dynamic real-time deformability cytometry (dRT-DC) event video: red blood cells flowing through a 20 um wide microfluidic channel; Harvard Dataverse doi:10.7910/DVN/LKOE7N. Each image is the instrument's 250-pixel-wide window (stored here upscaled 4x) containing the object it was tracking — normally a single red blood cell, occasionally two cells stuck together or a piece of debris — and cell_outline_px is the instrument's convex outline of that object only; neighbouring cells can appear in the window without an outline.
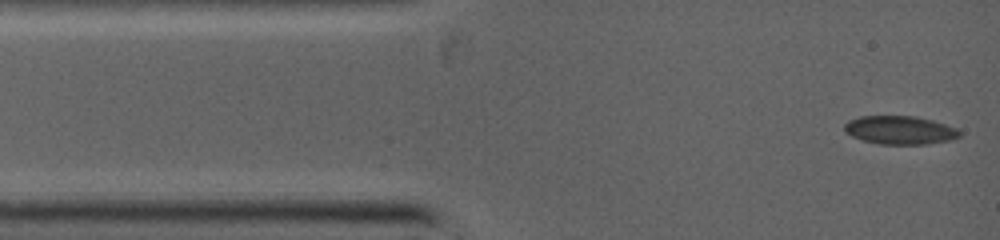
{"species": "common noctule bat (a hibernating species)", "species_latin": "Nyctalus noctula", "temperature_condition": "warm", "stored_images_in_passage": 34, "camera_frame_rate_fps": 5000, "um_per_image_px": 0.085, "animal": {"sex": "female", "body_mass_g": 19.0, "forearm_length_mm": 53.3}, "frame": {"image": 1, "passage_image": 1, "time_ms": 0.0, "image_size_px": [1000, 240], "cell_outline_px": [[960, 136], [952, 140], [924, 144], [880, 144], [864, 140], [852, 136], [844, 132], [844, 124], [848, 120], [860, 116], [916, 116], [932, 120], [956, 128], [960, 132]], "centroid_in_image_um": [76.47, 11.05], "position_along_channel_um": 8.5, "area_um2": 19.02}}
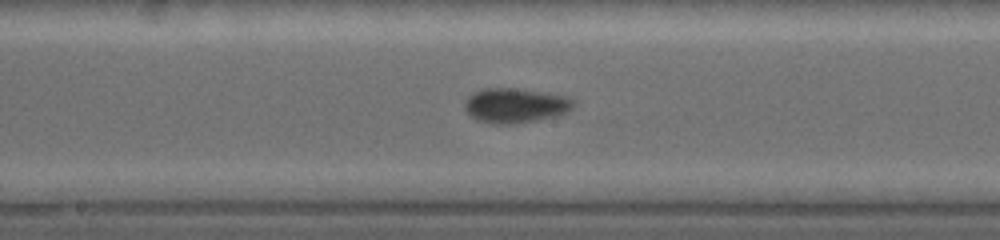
{"frame": {"image": 2, "passage_image": 15, "time_ms": 5.4, "image_size_px": [1000, 240], "cell_outline_px": [[576, 104], [568, 112], [556, 116], [512, 124], [504, 124], [484, 120], [472, 116], [468, 112], [464, 104], [468, 96], [472, 92], [480, 88], [516, 88], [568, 96]], "centroid_in_image_um": [43.84, 8.93], "position_along_channel_um": 204.4, "area_um2": 21.68}}
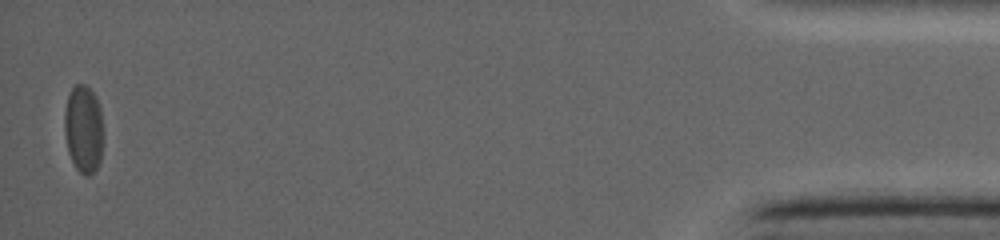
{"frame": {"image": 3, "passage_image": 33, "time_ms": 12.8, "image_size_px": [1000, 240], "cell_outline_px": [[104, 132], [100, 160], [96, 168], [88, 176], [84, 176], [76, 168], [68, 152], [64, 132], [64, 112], [68, 96], [72, 88], [76, 84], [84, 84], [96, 96], [100, 108]], "centroid_in_image_um": [7.11, 10.96], "position_along_channel_um": 428.1, "area_um2": 20.06}}